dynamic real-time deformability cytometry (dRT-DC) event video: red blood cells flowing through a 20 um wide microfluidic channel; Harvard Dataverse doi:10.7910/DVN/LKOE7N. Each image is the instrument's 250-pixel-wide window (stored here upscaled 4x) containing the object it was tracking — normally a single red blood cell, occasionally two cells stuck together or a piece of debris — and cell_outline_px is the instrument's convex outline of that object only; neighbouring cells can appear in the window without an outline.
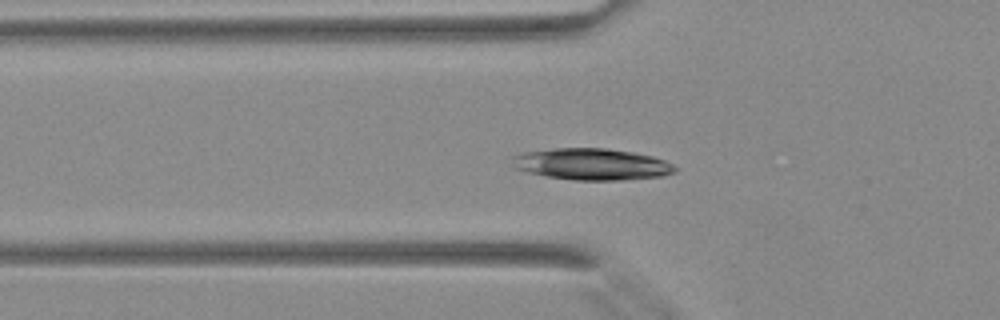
{"species": "Egyptian fruit bat (a non-hibernating species)", "species_latin": "Rousettus aegyptiacus", "temperature_condition": "warm", "stored_images_in_passage": 26, "camera_frame_rate_fps": 3000, "um_per_image_px": 0.085, "animal": {"sex": "female"}, "frame": {"image": 1, "passage_image": 7, "time_ms": 2.0, "image_size_px": [1000, 320], "cell_outline_px": [[676, 172], [664, 176], [624, 180], [576, 180], [548, 176], [528, 172], [516, 168], [512, 156], [524, 152], [552, 148], [604, 148], [632, 152], [652, 156], [664, 160], [672, 164], [676, 168]], "centroid_in_image_um": [50.34, 13.95], "position_along_channel_um": 75.5, "area_um2": 29.77}}
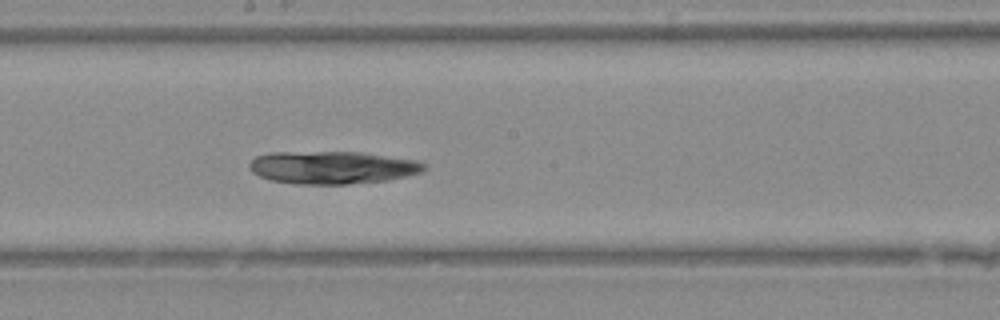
{"frame": {"image": 2, "passage_image": 16, "time_ms": 5.0, "image_size_px": [1000, 320], "cell_outline_px": [[428, 168], [420, 172], [388, 180], [348, 184], [296, 184], [272, 180], [260, 176], [252, 172], [248, 168], [248, 164], [256, 156], [272, 152], [360, 152], [416, 160], [424, 164]], "centroid_in_image_um": [28.22, 14.23], "position_along_channel_um": 220.0, "area_um2": 33.23}}
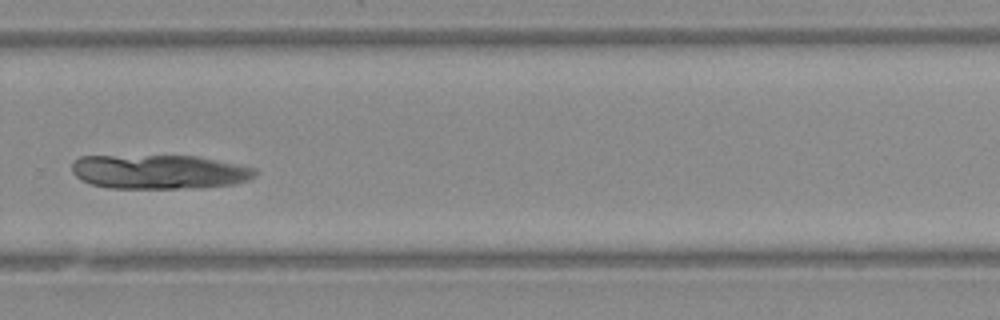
{"frame": {"image": 3, "passage_image": 22, "time_ms": 7.0, "image_size_px": [1000, 320], "cell_outline_px": [[256, 176], [248, 180], [236, 184], [196, 188], [108, 188], [92, 184], [80, 180], [72, 172], [72, 160], [80, 156], [196, 156], [256, 168]], "centroid_in_image_um": [13.51, 14.61], "position_along_channel_um": 316.3, "area_um2": 36.7}}